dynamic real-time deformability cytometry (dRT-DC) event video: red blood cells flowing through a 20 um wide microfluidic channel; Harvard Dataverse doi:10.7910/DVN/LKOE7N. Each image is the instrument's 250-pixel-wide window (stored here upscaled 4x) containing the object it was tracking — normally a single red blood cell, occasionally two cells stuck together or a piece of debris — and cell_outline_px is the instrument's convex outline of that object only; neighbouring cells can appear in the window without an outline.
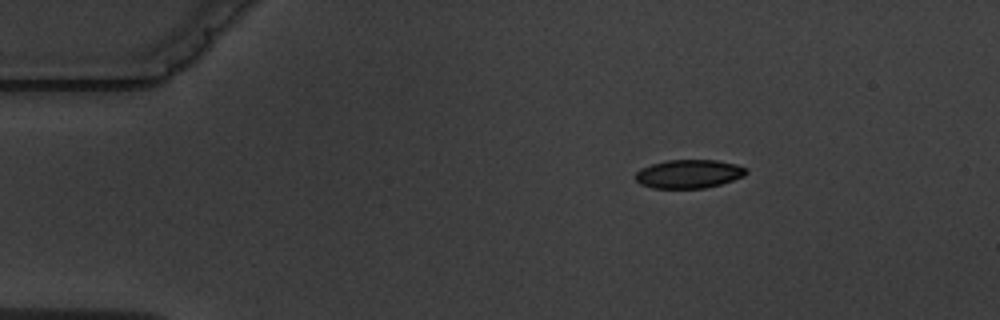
{"species": "common noctule bat (a hibernating species)", "species_latin": "Nyctalus noctula", "temperature_condition": "warm", "stored_images_in_passage": 3, "camera_frame_rate_fps": 3000, "um_per_image_px": 0.085, "animal": {"sex": "male", "body_mass_g": 19.5, "forearm_length_mm": 54.6}, "frame": {"image": 1, "passage_image": 1, "time_ms": 0.0, "image_size_px": [1000, 320], "cell_outline_px": [[748, 172], [744, 176], [720, 184], [704, 188], [652, 188], [640, 184], [636, 180], [636, 172], [640, 168], [652, 164], [668, 160], [716, 160], [736, 164], [748, 168]], "centroid_in_image_um": [58.56, 14.78], "position_along_channel_um": 26.4, "area_um2": 18.44}}